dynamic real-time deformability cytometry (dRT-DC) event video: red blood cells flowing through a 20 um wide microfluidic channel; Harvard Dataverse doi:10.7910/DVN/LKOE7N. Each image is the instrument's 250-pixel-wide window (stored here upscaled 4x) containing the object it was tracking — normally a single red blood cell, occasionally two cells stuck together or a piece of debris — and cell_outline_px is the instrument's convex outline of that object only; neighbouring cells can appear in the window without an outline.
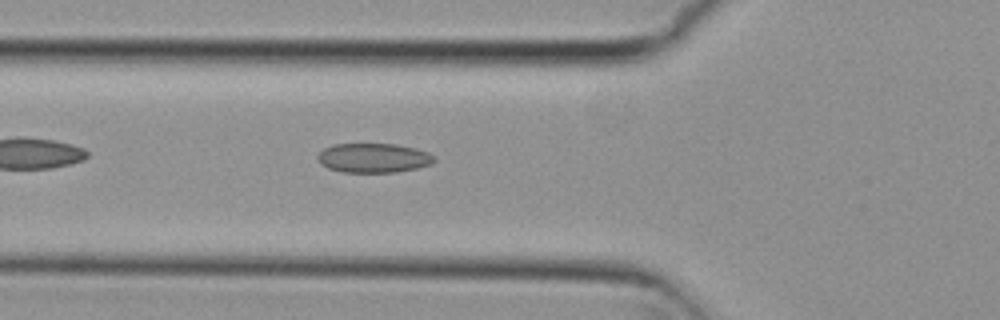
{"species": "common noctule bat (a hibernating species)", "species_latin": "Nyctalus noctula", "temperature_condition": "cold", "stored_images_in_passage": 6, "camera_frame_rate_fps": 3000, "um_per_image_px": 0.085, "animal": {"sex": "female", "body_mass_g": 29.2, "forearm_length_mm": 56.3}, "frame": {"image": 1, "passage_image": 6, "time_ms": 1.667, "image_size_px": [1000, 320], "cell_outline_px": [[436, 160], [432, 164], [416, 168], [396, 172], [340, 172], [328, 168], [320, 164], [316, 156], [324, 148], [332, 144], [396, 144], [416, 148], [428, 152], [436, 156]], "centroid_in_image_um": [31.75, 13.42], "position_along_channel_um": 94.0, "area_um2": 20.17}}